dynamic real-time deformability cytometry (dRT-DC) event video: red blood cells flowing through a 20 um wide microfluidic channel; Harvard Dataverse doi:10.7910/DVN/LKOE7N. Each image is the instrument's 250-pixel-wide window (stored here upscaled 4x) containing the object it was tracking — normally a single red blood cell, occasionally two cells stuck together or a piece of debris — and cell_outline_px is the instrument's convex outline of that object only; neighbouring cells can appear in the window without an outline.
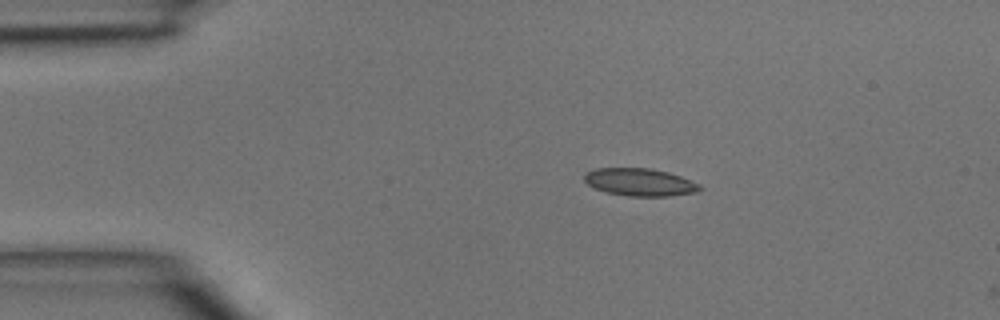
{"species": "common noctule bat (a hibernating species)", "species_latin": "Nyctalus noctula", "temperature_condition": "room temperature", "stored_images_in_passage": 3, "camera_frame_rate_fps": 3000, "um_per_image_px": 0.085, "animal": {"sex": "male", "body_mass_g": 15.6}, "frame": {"image": 1, "passage_image": 1, "time_ms": 0.0, "image_size_px": [1000, 320], "cell_outline_px": [[704, 188], [696, 192], [668, 196], [628, 196], [608, 192], [596, 188], [588, 184], [584, 180], [584, 172], [596, 168], [652, 168], [668, 172], [680, 176], [700, 184]], "centroid_in_image_um": [54.4, 15.47], "position_along_channel_um": 30.6, "area_um2": 18.55}}